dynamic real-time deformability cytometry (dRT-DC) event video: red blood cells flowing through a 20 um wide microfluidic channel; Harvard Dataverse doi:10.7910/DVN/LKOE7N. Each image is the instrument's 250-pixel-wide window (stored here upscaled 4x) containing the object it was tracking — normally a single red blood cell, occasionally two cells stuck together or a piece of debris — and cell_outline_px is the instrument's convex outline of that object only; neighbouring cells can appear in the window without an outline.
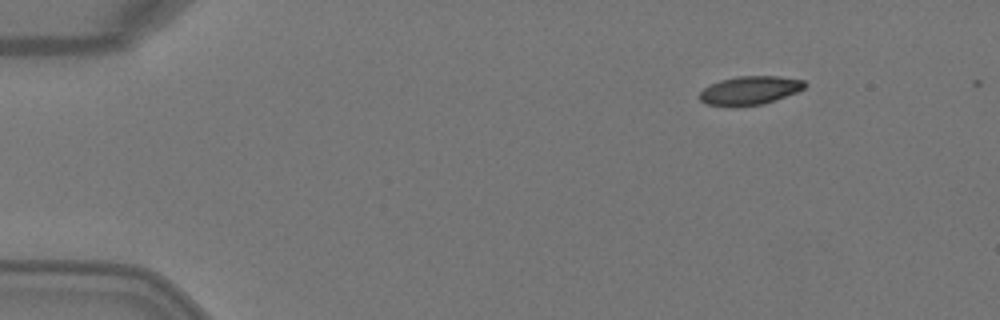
{"species": "Egyptian fruit bat (a non-hibernating species)", "species_latin": "Rousettus aegyptiacus", "temperature_condition": "warm", "stored_images_in_passage": 3, "camera_frame_rate_fps": 3000, "um_per_image_px": 0.085, "animal": {"sex": "female"}, "frame": {"image": 1, "passage_image": 1, "time_ms": 0.0, "image_size_px": [1000, 320], "cell_outline_px": [[808, 84], [804, 88], [796, 92], [776, 100], [764, 104], [708, 104], [700, 100], [696, 96], [704, 88], [720, 80], [736, 76], [780, 76], [804, 80]], "centroid_in_image_um": [63.78, 7.64], "position_along_channel_um": 21.2, "area_um2": 17.11}}
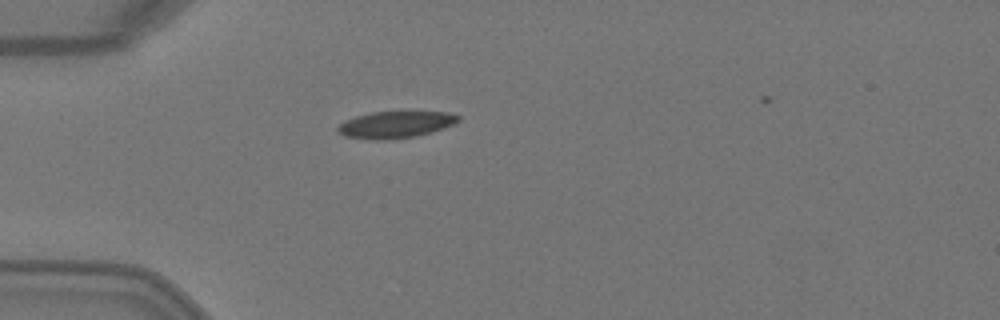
{"frame": {"image": 2, "passage_image": 3, "time_ms": 0.667, "image_size_px": [1000, 320], "cell_outline_px": [[460, 120], [444, 128], [416, 136], [384, 140], [344, 136], [336, 128], [344, 120], [356, 116], [372, 112], [448, 112], [460, 116]], "centroid_in_image_um": [33.62, 10.58], "position_along_channel_um": 51.4, "area_um2": 18.5}}